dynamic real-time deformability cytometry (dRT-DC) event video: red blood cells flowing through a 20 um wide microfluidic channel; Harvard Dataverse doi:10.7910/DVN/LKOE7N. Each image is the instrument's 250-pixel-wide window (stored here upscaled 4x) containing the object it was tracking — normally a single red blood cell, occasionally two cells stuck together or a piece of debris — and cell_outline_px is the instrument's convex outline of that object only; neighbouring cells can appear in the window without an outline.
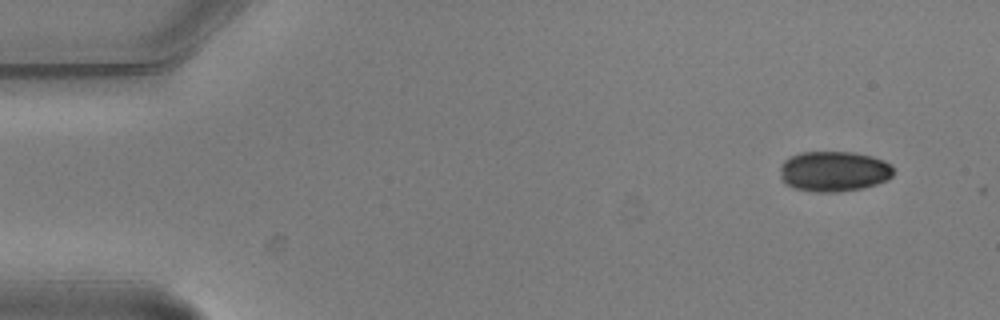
{"species": "common noctule bat (a hibernating species)", "species_latin": "Nyctalus noctula", "temperature_condition": "warm", "stored_images_in_passage": 2, "camera_frame_rate_fps": 3000, "um_per_image_px": 0.085, "animal": {"sex": "male", "body_mass_g": 20.5, "forearm_length_mm": 52.5}, "frame": {"image": 1, "passage_image": 1, "time_ms": 0.0, "image_size_px": [1000, 320], "cell_outline_px": [[892, 176], [888, 180], [876, 184], [860, 188], [836, 192], [816, 192], [792, 188], [780, 180], [780, 164], [784, 160], [800, 152], [852, 152], [872, 156], [884, 160], [892, 164]], "centroid_in_image_um": [70.85, 14.56], "position_along_channel_um": 14.1, "area_um2": 26.88}}